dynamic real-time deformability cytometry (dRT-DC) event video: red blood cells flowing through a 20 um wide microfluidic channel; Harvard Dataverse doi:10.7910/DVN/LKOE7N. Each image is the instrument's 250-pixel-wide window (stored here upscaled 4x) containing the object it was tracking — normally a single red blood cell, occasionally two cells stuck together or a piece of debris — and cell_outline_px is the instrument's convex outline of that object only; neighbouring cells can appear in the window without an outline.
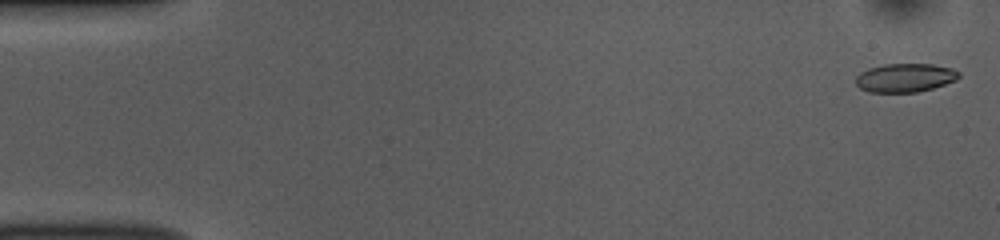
{"species": "common noctule bat (a hibernating species)", "species_latin": "Nyctalus noctula", "temperature_condition": "room temperature", "stored_images_in_passage": 52, "camera_frame_rate_fps": 3000, "um_per_image_px": 0.085, "animal": {"sex": "female", "body_mass_g": 10.0, "forearm_length_mm": 53.1}, "frame": {"image": 1, "passage_image": 2, "time_ms": 0.333, "image_size_px": [1000, 240], "cell_outline_px": [[960, 76], [956, 80], [932, 88], [916, 92], [868, 92], [860, 88], [856, 84], [856, 76], [860, 72], [868, 68], [884, 64], [932, 64], [952, 68], [960, 72]], "centroid_in_image_um": [76.92, 6.6], "position_along_channel_um": 8.1, "area_um2": 17.22}}
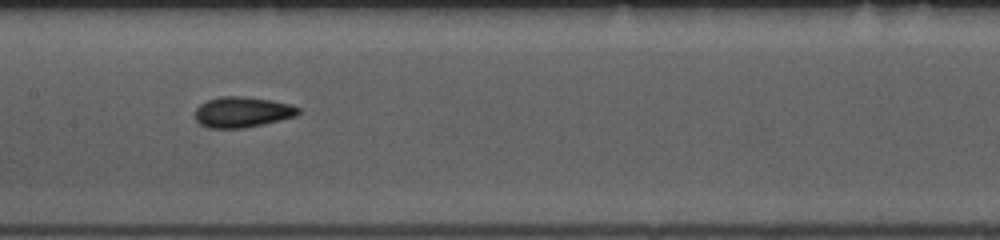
{"frame": {"image": 2, "passage_image": 26, "time_ms": 8.333, "image_size_px": [1000, 240], "cell_outline_px": [[300, 112], [296, 116], [280, 120], [244, 128], [208, 128], [200, 124], [196, 120], [196, 108], [200, 104], [208, 100], [220, 96], [240, 96], [272, 100], [292, 104], [300, 108]], "centroid_in_image_um": [20.61, 9.52], "position_along_channel_um": 186.8, "area_um2": 18.44}}
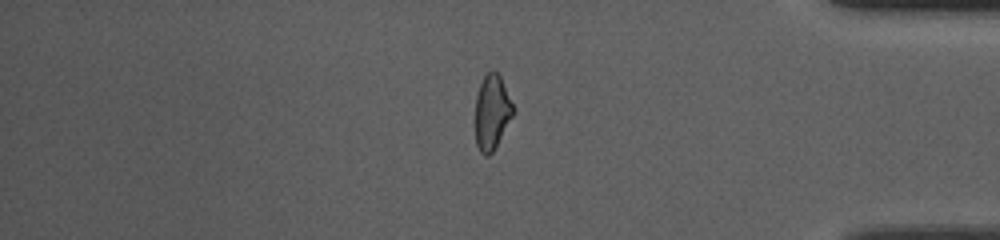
{"frame": {"image": 3, "passage_image": 44, "time_ms": 14.333, "image_size_px": [1000, 240], "cell_outline_px": [[516, 112], [492, 152], [488, 156], [484, 156], [480, 152], [476, 144], [476, 96], [480, 84], [484, 76], [492, 68], [500, 76]], "centroid_in_image_um": [41.82, 9.54], "position_along_channel_um": 393.4, "area_um2": 16.47}, "authors_computed_cell_mechanics": {"area_um2": 17.7157, "velocity_mm_per_s": 3.8905, "shape_relaxation_time_tau1_ms": 5.0322, "shape_relaxation_time_tau2_ms": 3.3034, "deformation_change_tau1": 0.1077, "deformation_change_tau2": 0.0808}}